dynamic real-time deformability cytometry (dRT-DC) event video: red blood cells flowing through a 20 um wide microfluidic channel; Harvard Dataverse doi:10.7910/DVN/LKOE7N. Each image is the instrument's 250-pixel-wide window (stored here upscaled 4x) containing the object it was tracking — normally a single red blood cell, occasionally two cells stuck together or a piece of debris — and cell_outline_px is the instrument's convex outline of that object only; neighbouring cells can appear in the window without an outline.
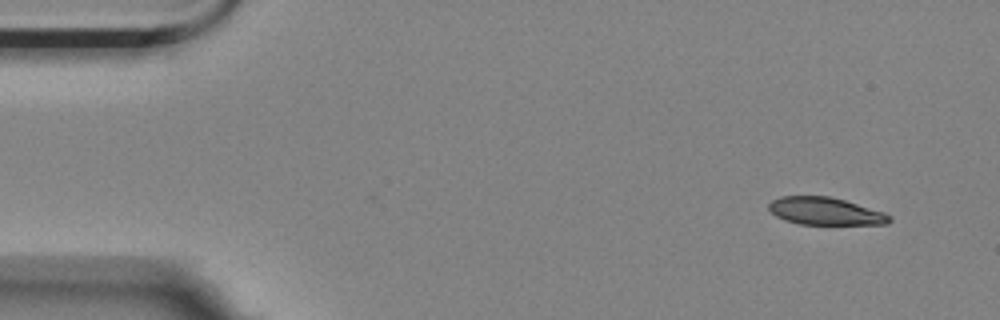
{"species": "Egyptian fruit bat (a non-hibernating species)", "species_latin": "Rousettus aegyptiacus", "temperature_condition": "room temperature", "stored_images_in_passage": 5, "camera_frame_rate_fps": 3000, "um_per_image_px": 0.085, "animal": {"sex": "female"}, "frame": {"image": 1, "passage_image": 1, "time_ms": 0.0, "image_size_px": [1000, 320], "cell_outline_px": [[892, 220], [888, 224], [800, 224], [784, 220], [776, 216], [768, 208], [768, 204], [772, 200], [780, 196], [828, 196], [844, 200], [884, 212], [892, 216]], "centroid_in_image_um": [70.15, 17.95], "position_along_channel_um": 14.9, "area_um2": 19.31}}
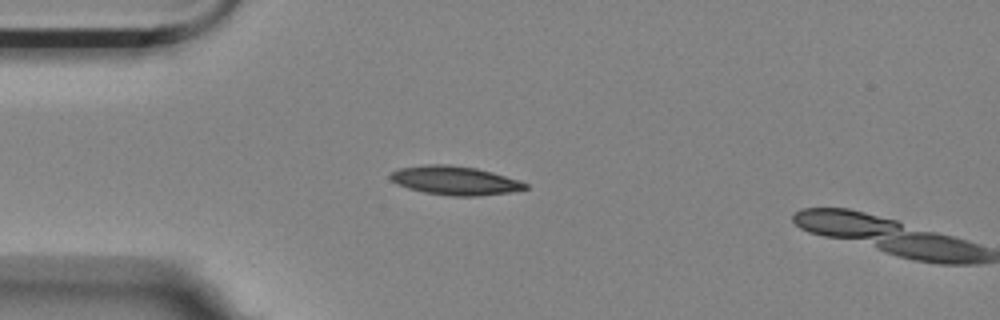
{"frame": {"image": 2, "passage_image": 4, "time_ms": 1.0, "image_size_px": [1000, 320], "cell_outline_px": [[528, 188], [508, 192], [476, 196], [452, 196], [424, 192], [408, 188], [396, 184], [388, 176], [392, 172], [400, 168], [424, 164], [448, 164], [476, 168], [492, 172], [520, 180], [528, 184]], "centroid_in_image_um": [38.65, 15.33], "position_along_channel_um": 46.3, "area_um2": 22.6}}